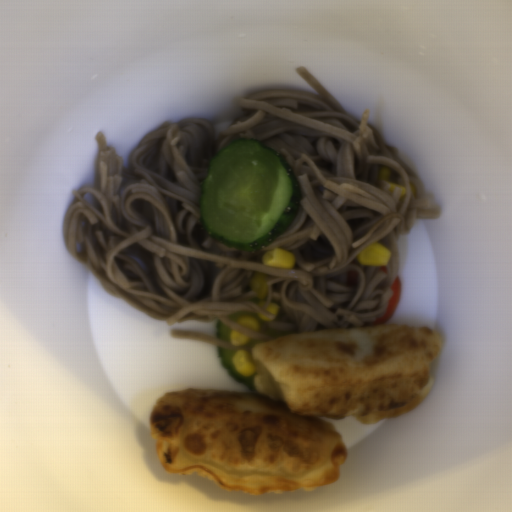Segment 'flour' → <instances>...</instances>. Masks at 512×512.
Returning a JSON list of instances; mask_svg holds the SVG:
<instances>
[{"mask_svg": "<svg viewBox=\"0 0 512 512\" xmlns=\"http://www.w3.org/2000/svg\"><path fill=\"white\" fill-rule=\"evenodd\" d=\"M442 347L427 327L394 324L255 343L254 391L185 387L157 399L149 424L161 468L256 497L328 486L348 448L326 419L374 424L419 406Z\"/></svg>", "mask_w": 512, "mask_h": 512, "instance_id": "1", "label": "flour"}]
</instances>
